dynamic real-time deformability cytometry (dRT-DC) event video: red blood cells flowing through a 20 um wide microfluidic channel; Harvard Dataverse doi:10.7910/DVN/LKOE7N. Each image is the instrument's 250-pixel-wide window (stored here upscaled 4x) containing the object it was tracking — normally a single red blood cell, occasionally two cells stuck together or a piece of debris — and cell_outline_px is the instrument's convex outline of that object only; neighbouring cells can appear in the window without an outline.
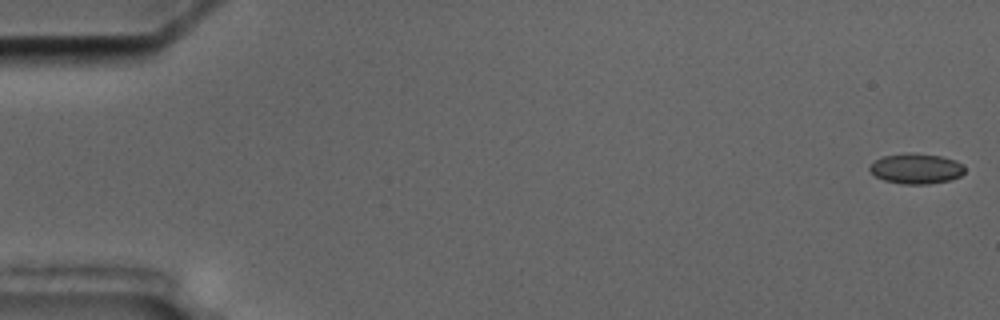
{"species": "common noctule bat (a hibernating species)", "species_latin": "Nyctalus noctula", "temperature_condition": "cold", "stored_images_in_passage": 57, "segment_of_instrument_passage": [1, 2], "camera_frame_rate_fps": 3000, "um_per_image_px": 0.085, "animal": {"sex": "male", "body_mass_g": 17.5, "forearm_length_mm": 52.3}, "frame": {"image": 1, "passage_image": 1, "time_ms": 0.0, "image_size_px": [1000, 320], "cell_outline_px": [[964, 172], [960, 176], [948, 180], [928, 184], [904, 184], [884, 180], [876, 176], [868, 168], [876, 160], [884, 156], [904, 152], [912, 152], [940, 156], [956, 160], [964, 168]], "centroid_in_image_um": [77.87, 14.32], "position_along_channel_um": 7.1, "area_um2": 16.65}}
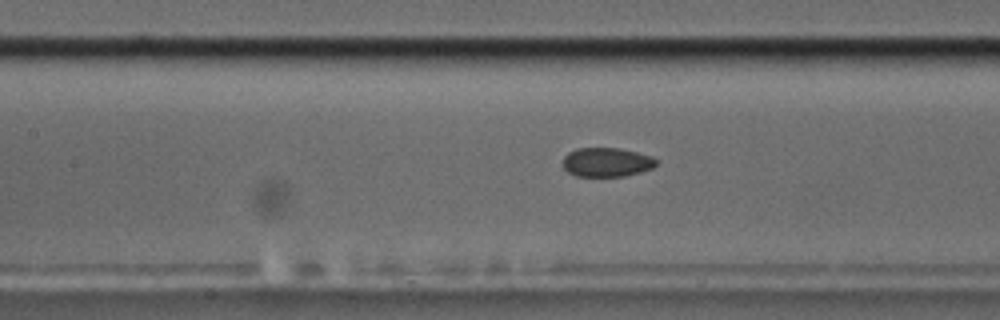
{"frame": {"image": 2, "passage_image": 26, "time_ms": 8.333, "image_size_px": [1000, 320], "cell_outline_px": [[656, 164], [652, 168], [640, 172], [624, 176], [576, 176], [568, 172], [564, 168], [564, 156], [568, 152], [576, 148], [620, 148], [652, 156], [656, 160]], "centroid_in_image_um": [51.55, 13.78], "position_along_channel_um": 155.8, "area_um2": 15.78}}
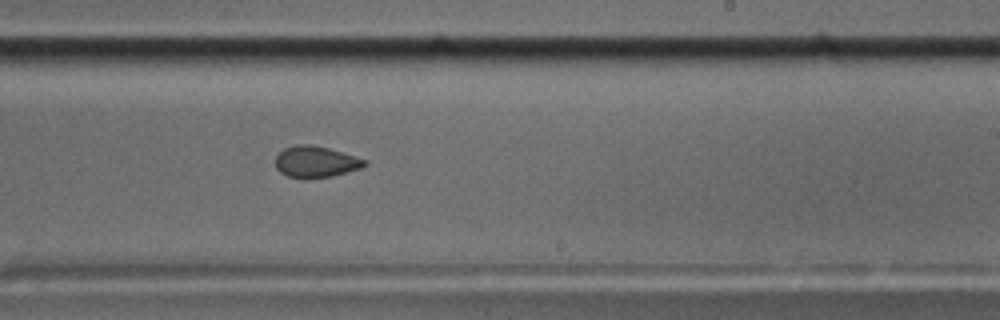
{"frame": {"image": 3, "passage_image": 35, "time_ms": 11.333, "image_size_px": [1000, 320], "cell_outline_px": [[368, 164], [360, 168], [332, 176], [288, 176], [280, 172], [276, 168], [276, 156], [284, 148], [296, 144], [312, 144], [328, 148], [364, 160]], "centroid_in_image_um": [26.8, 13.71], "position_along_channel_um": 262.2, "area_um2": 15.61}}